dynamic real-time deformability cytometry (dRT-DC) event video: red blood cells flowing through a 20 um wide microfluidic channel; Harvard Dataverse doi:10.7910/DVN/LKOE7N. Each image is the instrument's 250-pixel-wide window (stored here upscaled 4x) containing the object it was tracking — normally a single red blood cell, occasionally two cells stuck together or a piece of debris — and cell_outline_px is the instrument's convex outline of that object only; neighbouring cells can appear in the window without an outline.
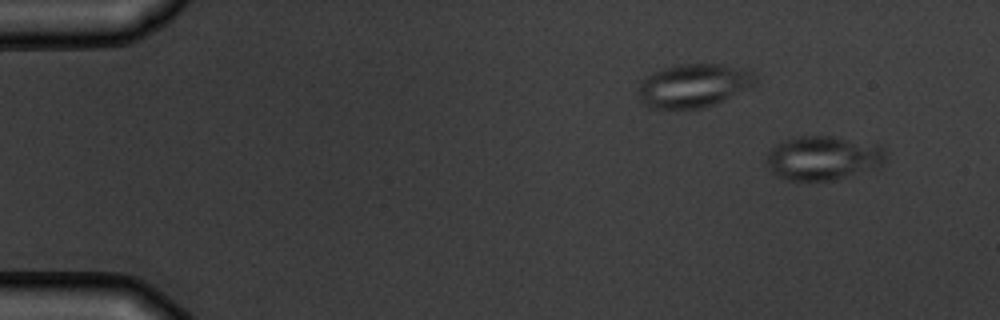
{"species": "common noctule bat (a hibernating species)", "species_latin": "Nyctalus noctula", "temperature_condition": "warm", "stored_images_in_passage": 6, "camera_frame_rate_fps": 3000, "um_per_image_px": 0.085, "animal": {"sex": "male", "body_mass_g": 19.5, "forearm_length_mm": 54.6}, "frame": {"image": 1, "passage_image": 1, "time_ms": 0.0, "image_size_px": [1000, 320], "cell_outline_px": [[884, 160], [880, 168], [836, 180], [784, 180], [776, 176], [772, 172], [764, 160], [768, 152], [776, 144], [784, 140], [796, 136], [832, 136], [876, 144], [884, 152]], "centroid_in_image_um": [69.93, 13.44], "position_along_channel_um": 15.1, "area_um2": 30.92}}